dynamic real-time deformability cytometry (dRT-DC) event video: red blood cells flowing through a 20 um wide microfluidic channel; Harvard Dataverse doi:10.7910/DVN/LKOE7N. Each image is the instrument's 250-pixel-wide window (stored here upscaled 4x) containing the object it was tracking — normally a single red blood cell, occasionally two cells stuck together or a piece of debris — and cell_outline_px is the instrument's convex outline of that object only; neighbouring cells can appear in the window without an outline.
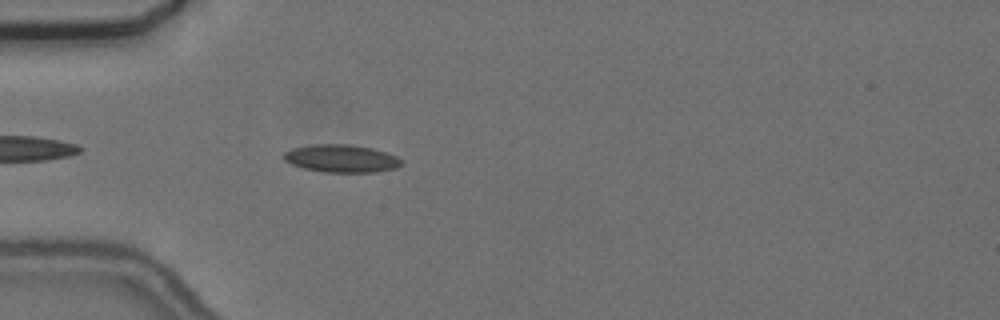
{"species": "common noctule bat (a hibernating species)", "species_latin": "Nyctalus noctula", "temperature_condition": "cold", "stored_images_in_passage": 12, "camera_frame_rate_fps": 3000, "um_per_image_px": 0.085, "animal": {"sex": "female", "body_mass_g": 24.6, "forearm_length_mm": 56.2}, "frame": {"image": 1, "passage_image": 4, "time_ms": 1.0, "image_size_px": [1000, 320], "cell_outline_px": [[404, 164], [396, 168], [376, 172], [324, 172], [304, 168], [292, 164], [284, 160], [284, 152], [292, 148], [312, 144], [348, 144], [372, 148], [396, 156], [404, 160]], "centroid_in_image_um": [29.04, 13.47], "position_along_channel_um": 56.0, "area_um2": 19.07}}